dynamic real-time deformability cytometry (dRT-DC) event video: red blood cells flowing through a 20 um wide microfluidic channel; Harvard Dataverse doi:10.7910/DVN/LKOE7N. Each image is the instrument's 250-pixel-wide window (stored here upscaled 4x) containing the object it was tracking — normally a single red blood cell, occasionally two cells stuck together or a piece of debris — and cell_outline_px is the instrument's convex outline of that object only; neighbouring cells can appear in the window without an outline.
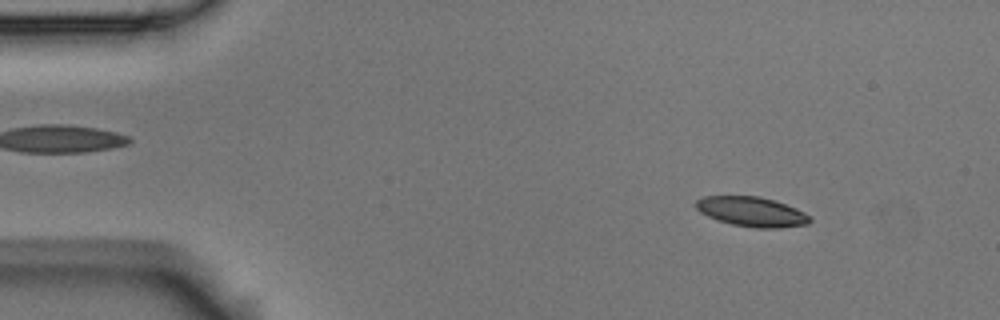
{"species": "Egyptian fruit bat (a non-hibernating species)", "species_latin": "Rousettus aegyptiacus", "temperature_condition": "room temperature", "stored_images_in_passage": 55, "camera_frame_rate_fps": 3000, "um_per_image_px": 0.085, "animal": {"sex": "male"}, "frame": {"image": 1, "passage_image": 6, "time_ms": 1.667, "image_size_px": [1000, 320], "cell_outline_px": [[812, 220], [808, 224], [780, 228], [756, 228], [732, 224], [708, 216], [700, 212], [692, 204], [696, 200], [704, 196], [760, 196], [796, 208], [804, 212]], "centroid_in_image_um": [63.87, 17.99], "position_along_channel_um": 21.1, "area_um2": 19.65}}
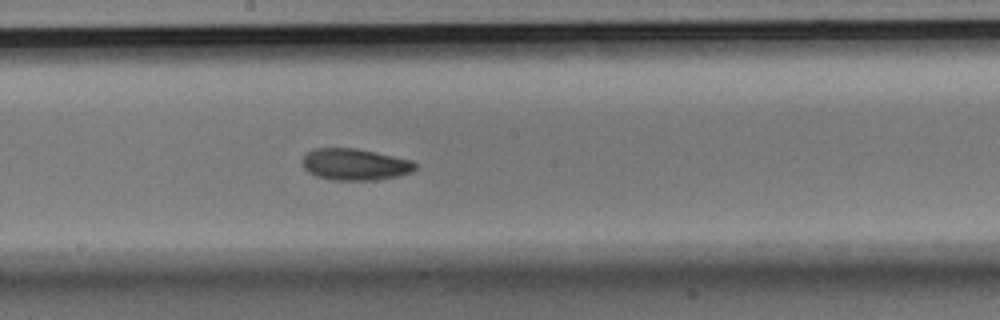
{"frame": {"image": 2, "passage_image": 29, "time_ms": 9.333, "image_size_px": [1000, 320], "cell_outline_px": [[416, 168], [412, 172], [400, 176], [376, 180], [332, 180], [316, 176], [308, 172], [304, 168], [304, 156], [312, 148], [356, 148], [376, 152], [412, 160], [416, 164]], "centroid_in_image_um": [30.2, 13.98], "position_along_channel_um": 218.0, "area_um2": 20.87}}
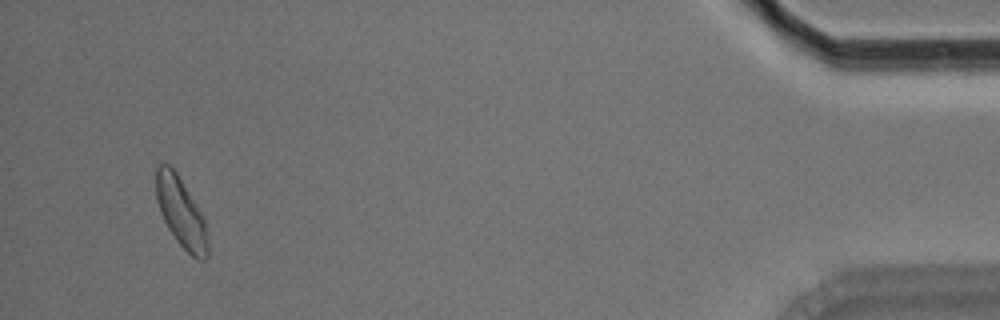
{"frame": {"image": 3, "passage_image": 52, "time_ms": 17.0, "image_size_px": [1000, 320], "cell_outline_px": [[208, 256], [204, 260], [196, 260], [176, 240], [168, 228], [160, 212], [156, 200], [156, 168], [160, 164], [168, 164], [176, 172], [204, 216], [208, 240]], "centroid_in_image_um": [15.4, 18.08], "position_along_channel_um": 419.8, "area_um2": 20.98}, "authors_computed_cell_mechanics": {"area_um2": 20.4612, "velocity_mm_per_s": 3.6245, "shape_relaxation_time_tau1_ms": 5.3973, "shape_relaxation_time_tau2_ms": 4.2147, "deformation_change_tau1": 0.126, "deformation_change_tau2": 0.0894}}